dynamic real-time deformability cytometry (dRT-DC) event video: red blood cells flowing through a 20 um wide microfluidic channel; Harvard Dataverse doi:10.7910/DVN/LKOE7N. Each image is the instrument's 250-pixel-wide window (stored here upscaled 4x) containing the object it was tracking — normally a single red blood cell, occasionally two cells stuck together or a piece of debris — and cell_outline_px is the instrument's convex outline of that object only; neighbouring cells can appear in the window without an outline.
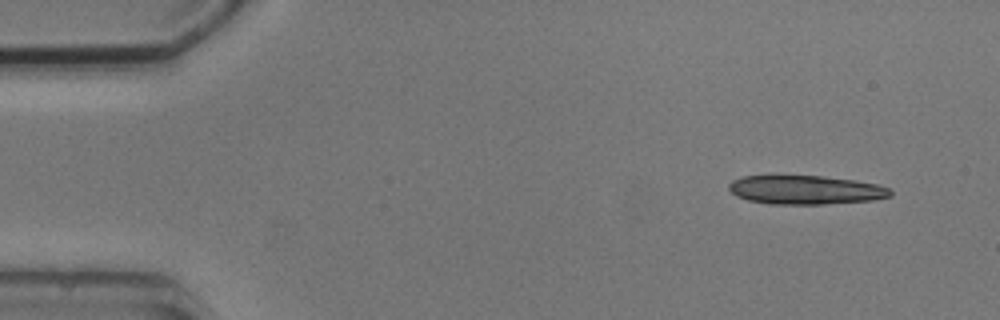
{"species": "common noctule bat (a hibernating species)", "species_latin": "Nyctalus noctula", "temperature_condition": "cold", "stored_images_in_passage": 4, "camera_frame_rate_fps": 3000, "um_per_image_px": 0.085, "animal": {"sex": "male", "body_mass_g": 20.5, "forearm_length_mm": 52.5}, "frame": {"image": 1, "passage_image": 1, "time_ms": 0.0, "image_size_px": [1000, 320], "cell_outline_px": [[892, 196], [872, 200], [824, 204], [768, 204], [748, 200], [736, 196], [728, 188], [728, 184], [732, 180], [744, 176], [824, 176], [856, 180], [876, 184], [888, 188], [892, 192]], "centroid_in_image_um": [68.46, 16.14], "position_along_channel_um": 16.5, "area_um2": 27.17}}